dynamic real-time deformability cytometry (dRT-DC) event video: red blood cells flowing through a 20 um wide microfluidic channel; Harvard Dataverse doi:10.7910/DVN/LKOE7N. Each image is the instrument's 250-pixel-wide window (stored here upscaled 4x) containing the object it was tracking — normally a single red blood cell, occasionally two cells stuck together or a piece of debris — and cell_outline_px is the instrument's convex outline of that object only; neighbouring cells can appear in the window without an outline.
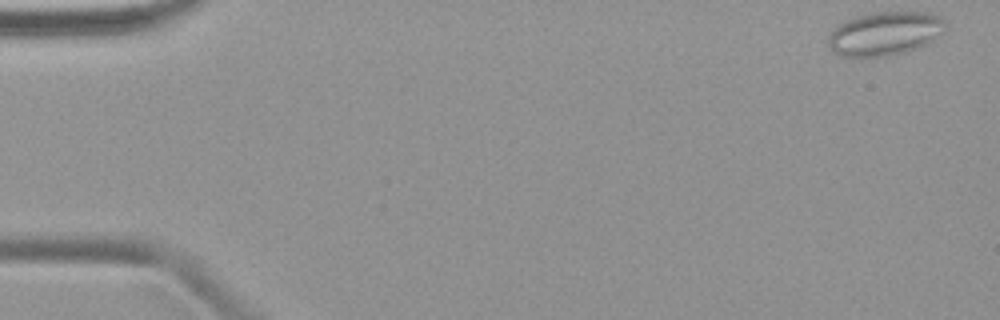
{"species": "common noctule bat (a hibernating species)", "species_latin": "Nyctalus noctula", "temperature_condition": "warm", "stored_images_in_passage": 48, "camera_frame_rate_fps": 3000, "um_per_image_px": 0.085, "animal": {"sex": "female", "body_mass_g": 19.9}, "frame": {"image": 1, "passage_image": 1, "time_ms": 0.0, "image_size_px": [1000, 320], "cell_outline_px": [[948, 28], [944, 32], [928, 44], [904, 52], [888, 56], [840, 56], [832, 52], [828, 44], [828, 36], [836, 24], [852, 16], [872, 12], [928, 12], [940, 16], [948, 24]], "centroid_in_image_um": [75.21, 2.83], "position_along_channel_um": 9.8, "area_um2": 30.46}}
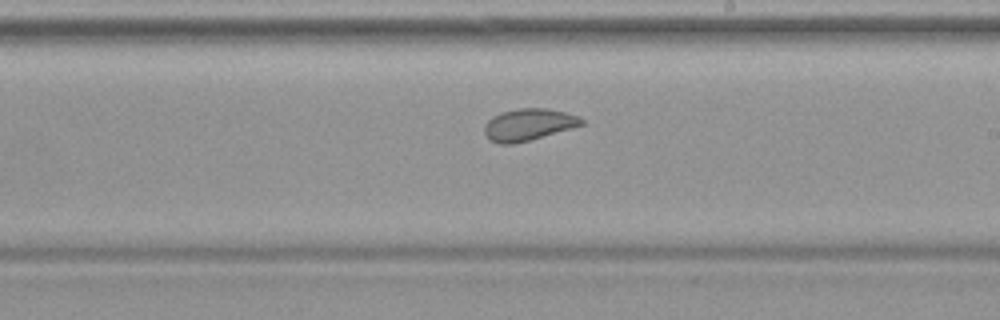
{"frame": {"image": 2, "passage_image": 28, "time_ms": 9.0, "image_size_px": [1000, 320], "cell_outline_px": [[584, 124], [572, 128], [528, 140], [512, 144], [500, 144], [488, 140], [484, 132], [484, 128], [488, 120], [492, 116], [500, 112], [516, 108], [548, 108], [580, 116], [584, 120]], "centroid_in_image_um": [44.9, 10.58], "position_along_channel_um": 244.1, "area_um2": 18.09}}
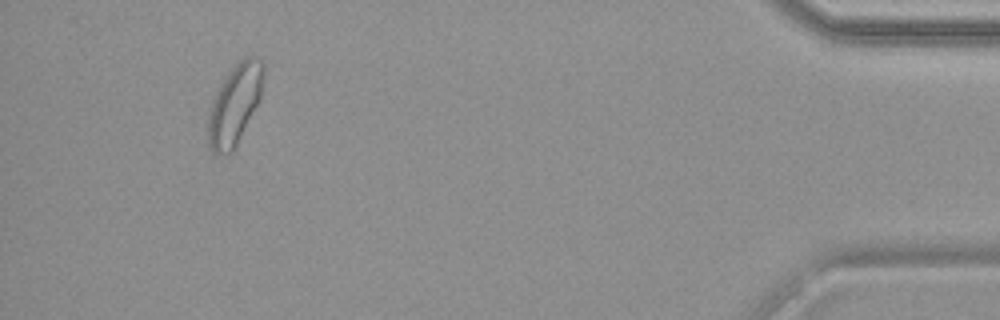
{"frame": {"image": 3, "passage_image": 45, "time_ms": 14.667, "image_size_px": [1000, 320], "cell_outline_px": [[264, 68], [260, 100], [232, 152], [224, 156], [212, 152], [208, 144], [208, 112], [212, 100], [224, 76], [244, 56], [256, 56], [264, 64]], "centroid_in_image_um": [19.94, 8.88], "position_along_channel_um": 415.3, "area_um2": 25.89}}